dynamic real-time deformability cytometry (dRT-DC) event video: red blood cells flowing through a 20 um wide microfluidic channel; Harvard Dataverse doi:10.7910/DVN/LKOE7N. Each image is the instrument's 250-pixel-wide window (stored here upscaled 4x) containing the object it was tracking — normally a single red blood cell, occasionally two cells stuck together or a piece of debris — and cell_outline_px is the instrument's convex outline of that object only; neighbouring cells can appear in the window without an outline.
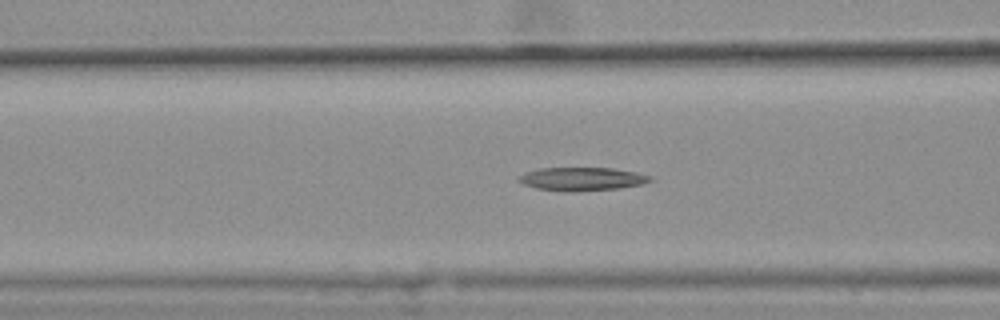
{"species": "common noctule bat (a hibernating species)", "species_latin": "Nyctalus noctula", "temperature_condition": "warm", "stored_images_in_passage": 49, "camera_frame_rate_fps": 3000, "um_per_image_px": 0.085, "animal": {"sex": "female", "body_mass_g": 25.1}, "frame": {"image": 1, "passage_image": 22, "time_ms": 7.0, "image_size_px": [1000, 320], "cell_outline_px": [[652, 180], [644, 184], [620, 188], [572, 192], [564, 192], [536, 188], [524, 184], [516, 180], [524, 172], [536, 168], [612, 168], [636, 172], [652, 176]], "centroid_in_image_um": [49.46, 15.21], "position_along_channel_um": 117.1, "area_um2": 18.09}}